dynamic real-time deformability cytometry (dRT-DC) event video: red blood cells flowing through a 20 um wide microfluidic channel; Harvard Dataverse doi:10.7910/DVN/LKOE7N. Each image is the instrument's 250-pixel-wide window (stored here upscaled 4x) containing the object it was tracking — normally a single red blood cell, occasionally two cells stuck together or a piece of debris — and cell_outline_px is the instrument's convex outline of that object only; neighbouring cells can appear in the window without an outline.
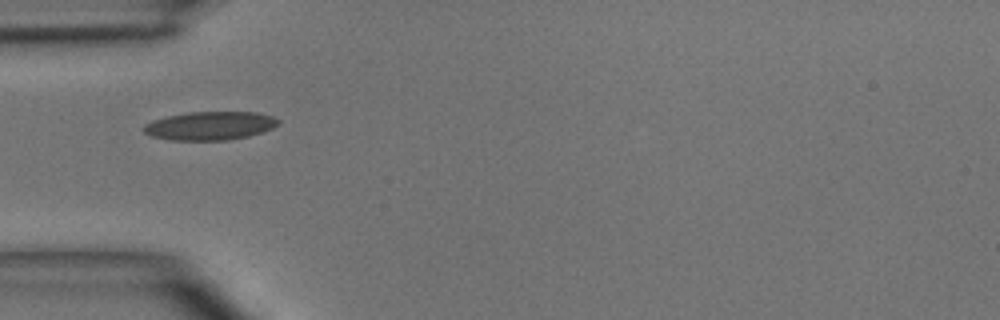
{"species": "common noctule bat (a hibernating species)", "species_latin": "Nyctalus noctula", "temperature_condition": "room temperature", "stored_images_in_passage": 7, "camera_frame_rate_fps": 3000, "um_per_image_px": 0.085, "animal": {"sex": "male", "body_mass_g": 15.6}, "frame": {"image": 1, "passage_image": 5, "time_ms": 5.667, "image_size_px": [1000, 320], "cell_outline_px": [[280, 124], [272, 128], [248, 136], [228, 140], [172, 140], [152, 136], [144, 132], [140, 128], [144, 124], [152, 120], [168, 116], [188, 112], [256, 112], [272, 116], [280, 120]], "centroid_in_image_um": [17.83, 10.68], "position_along_channel_um": 67.2, "area_um2": 22.37}}